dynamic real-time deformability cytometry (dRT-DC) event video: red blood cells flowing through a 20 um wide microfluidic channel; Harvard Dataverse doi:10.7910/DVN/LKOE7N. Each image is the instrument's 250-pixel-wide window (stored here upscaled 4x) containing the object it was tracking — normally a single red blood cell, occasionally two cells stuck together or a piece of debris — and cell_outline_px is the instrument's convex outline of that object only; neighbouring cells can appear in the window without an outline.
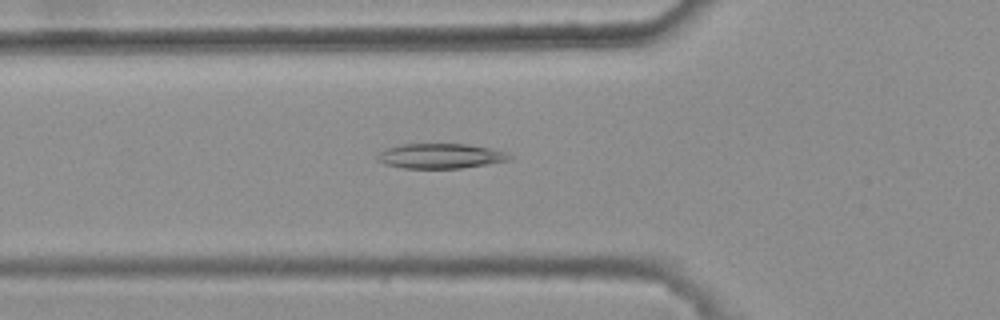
{"species": "common noctule bat (a hibernating species)", "species_latin": "Nyctalus noctula", "temperature_condition": "warm", "stored_images_in_passage": 34, "camera_frame_rate_fps": 3000, "um_per_image_px": 0.085, "animal": {"sex": "female", "body_mass_g": 25.1}, "frame": {"image": 1, "passage_image": 9, "time_ms": 2.667, "image_size_px": [1000, 320], "cell_outline_px": [[512, 156], [508, 160], [460, 168], [404, 168], [384, 164], [376, 160], [376, 156], [380, 152], [388, 148], [404, 144], [464, 144], [488, 148], [504, 152]], "centroid_in_image_um": [37.37, 13.26], "position_along_channel_um": 88.4, "area_um2": 18.79}}
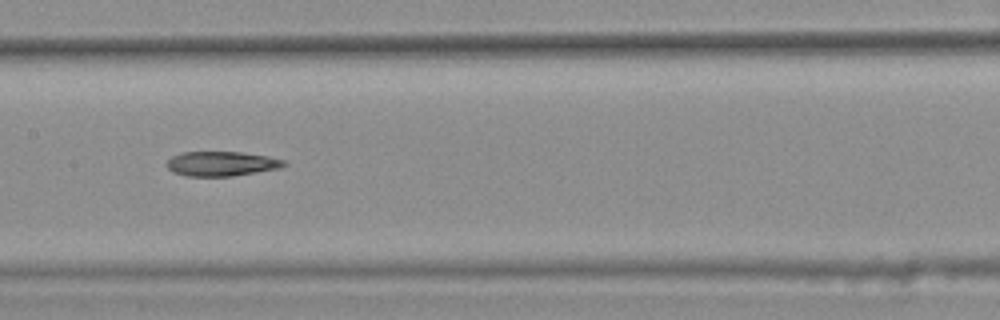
{"frame": {"image": 2, "passage_image": 17, "time_ms": 5.333, "image_size_px": [1000, 320], "cell_outline_px": [[288, 164], [280, 168], [232, 176], [184, 176], [172, 172], [164, 164], [172, 156], [184, 152], [240, 152], [268, 156], [284, 160]], "centroid_in_image_um": [18.8, 13.92], "position_along_channel_um": 188.6, "area_um2": 16.88}}
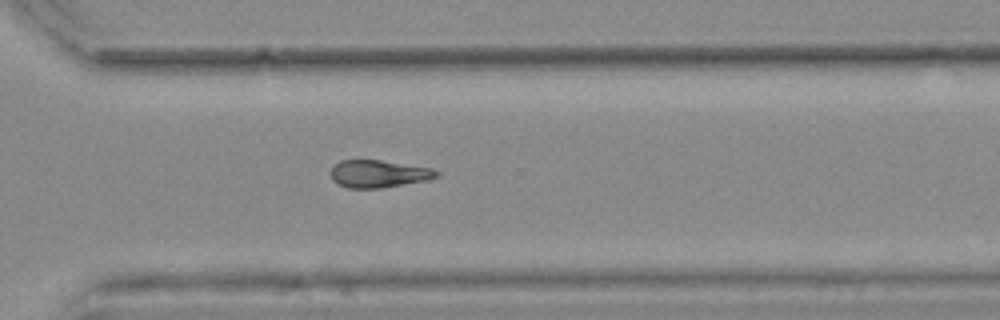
{"frame": {"image": 3, "passage_image": 29, "time_ms": 9.333, "image_size_px": [1000, 320], "cell_outline_px": [[440, 176], [428, 180], [380, 188], [348, 188], [336, 184], [332, 180], [332, 168], [340, 160], [380, 160], [432, 168], [440, 172]], "centroid_in_image_um": [32.2, 14.78], "position_along_channel_um": 338.4, "area_um2": 16.94}}